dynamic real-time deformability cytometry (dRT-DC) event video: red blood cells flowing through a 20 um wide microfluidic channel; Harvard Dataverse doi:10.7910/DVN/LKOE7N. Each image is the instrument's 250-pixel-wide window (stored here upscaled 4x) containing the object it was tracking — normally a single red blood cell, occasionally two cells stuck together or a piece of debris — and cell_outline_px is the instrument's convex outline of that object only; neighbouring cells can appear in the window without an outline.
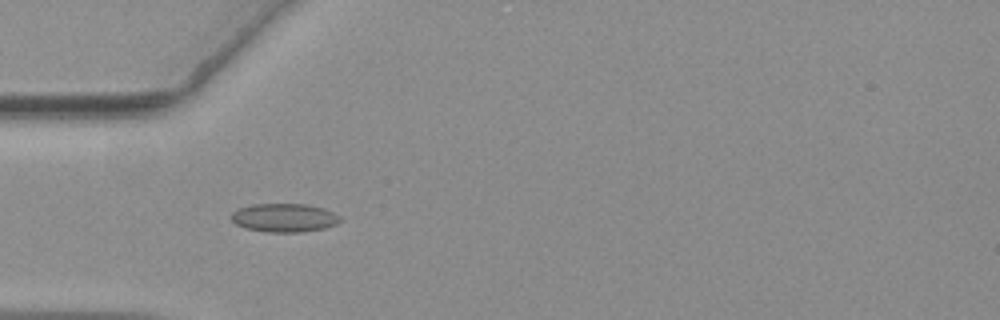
{"species": "common noctule bat (a hibernating species)", "species_latin": "Nyctalus noctula", "temperature_condition": "warm", "stored_images_in_passage": 40, "camera_frame_rate_fps": 3000, "um_per_image_px": 0.085, "animal": {"sex": "female", "body_mass_g": 19.3, "forearm_length_mm": 54.1}, "frame": {"image": 1, "passage_image": 1, "time_ms": 0.0, "image_size_px": [1000, 320], "cell_outline_px": [[340, 220], [336, 224], [324, 228], [300, 232], [268, 232], [244, 228], [236, 224], [232, 220], [232, 212], [236, 208], [252, 204], [304, 204], [324, 208], [340, 216]], "centroid_in_image_um": [24.13, 18.5], "position_along_channel_um": 60.9, "area_um2": 18.09}}
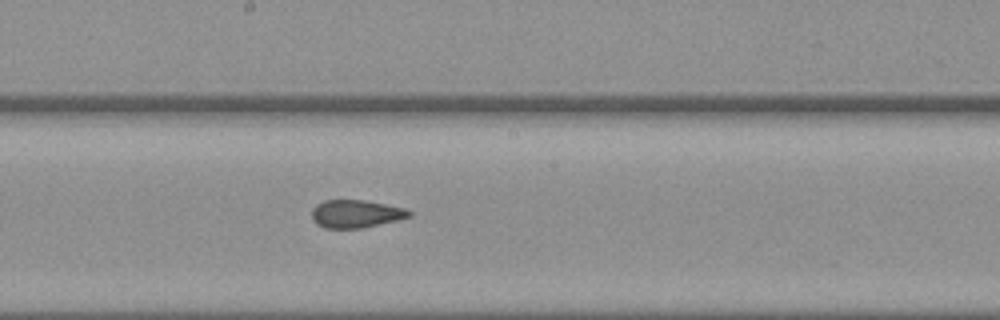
{"frame": {"image": 2, "passage_image": 14, "time_ms": 4.333, "image_size_px": [1000, 320], "cell_outline_px": [[412, 216], [364, 228], [324, 228], [316, 224], [312, 220], [312, 208], [316, 204], [324, 200], [364, 200], [404, 208], [412, 212]], "centroid_in_image_um": [30.21, 18.18], "position_along_channel_um": 218.0, "area_um2": 15.84}}
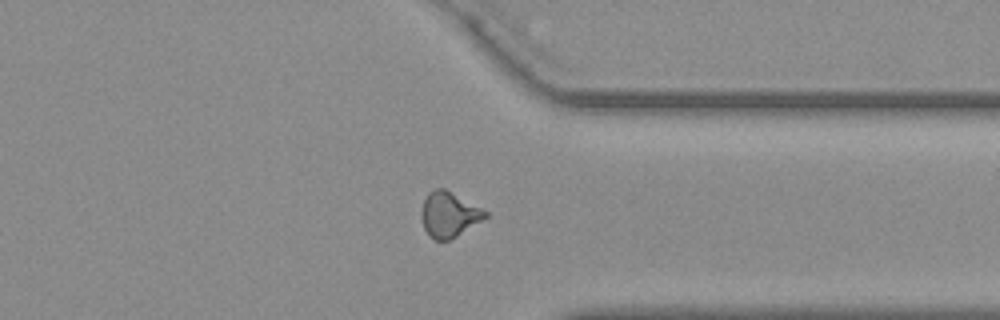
{"frame": {"image": 3, "passage_image": 27, "time_ms": 8.667, "image_size_px": [1000, 320], "cell_outline_px": [[488, 216], [456, 236], [448, 240], [436, 240], [428, 236], [424, 228], [420, 216], [420, 212], [424, 200], [428, 192], [436, 188], [444, 188], [488, 212]], "centroid_in_image_um": [38.12, 18.23], "position_along_channel_um": 373.3, "area_um2": 16.65}, "authors_computed_cell_mechanics": {"area_um2": 16.3863, "velocity_mm_per_s": 3.6597, "shape_relaxation_time_tau1_ms": null, "shape_relaxation_time_tau2_ms": 1.3635, "deformation_change_tau1": null, "deformation_change_tau2": 0.0709}}